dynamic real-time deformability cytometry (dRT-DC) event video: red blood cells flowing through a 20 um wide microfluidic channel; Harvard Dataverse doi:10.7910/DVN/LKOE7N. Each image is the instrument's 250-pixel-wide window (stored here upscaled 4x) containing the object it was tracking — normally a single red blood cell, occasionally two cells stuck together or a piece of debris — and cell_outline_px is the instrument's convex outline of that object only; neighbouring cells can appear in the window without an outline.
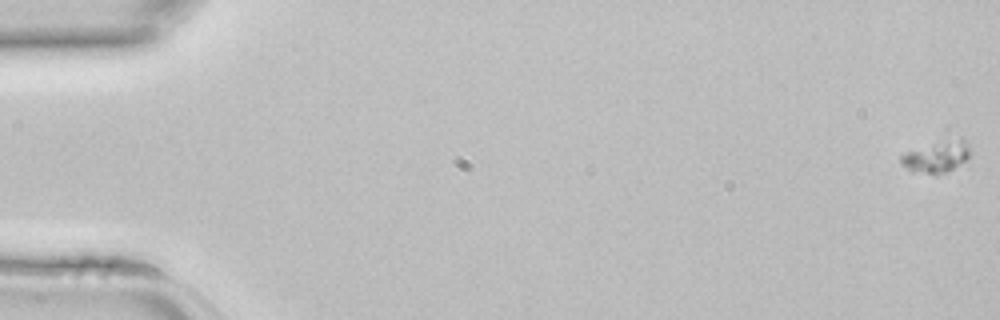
{"species": "common noctule bat (a hibernating species)", "species_latin": "Nyctalus noctula", "temperature_condition": "room temperature", "stored_images_in_passage": 47, "camera_frame_rate_fps": 3000, "um_per_image_px": 0.085, "animal": {"sex": "female", "body_mass_g": 22.7, "forearm_length_mm": 54.2}, "frame": {"image": 1, "passage_image": 1, "time_ms": 0.0, "image_size_px": [1000, 320], "cell_outline_px": [[968, 156], [964, 160], [952, 168], [936, 176], [912, 172], [900, 164], [900, 156], [904, 152], [960, 140], [964, 140], [968, 144]], "centroid_in_image_um": [79.5, 13.43], "position_along_channel_um": 5.5, "area_um2": 11.73}}
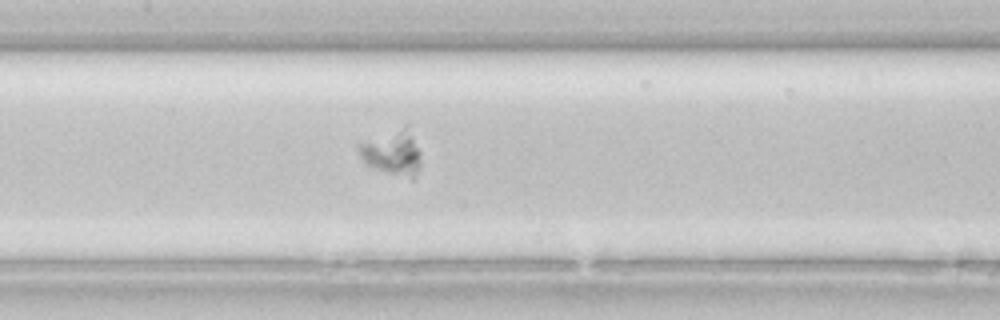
{"frame": {"image": 2, "passage_image": 23, "time_ms": 7.333, "image_size_px": [1000, 320], "cell_outline_px": [[420, 164], [412, 180], [364, 164], [356, 148], [360, 144], [408, 120], [420, 152]], "centroid_in_image_um": [33.39, 12.89], "position_along_channel_um": 174.0, "area_um2": 16.82}}
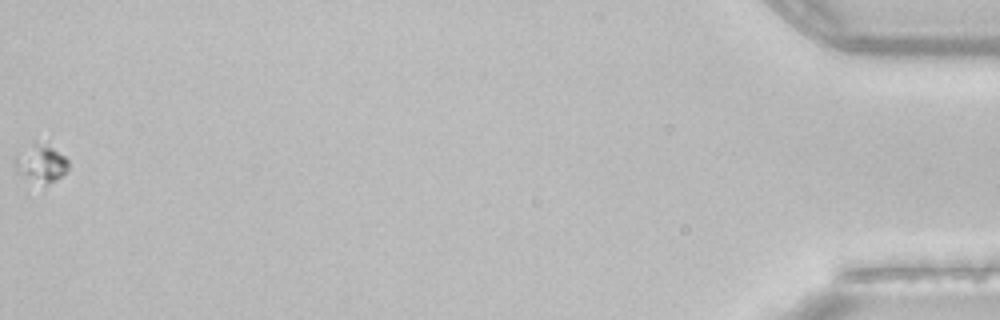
{"frame": {"image": 3, "passage_image": 47, "time_ms": 15.333, "image_size_px": [1000, 320], "cell_outline_px": [[68, 168], [60, 176], [44, 184], [20, 172], [12, 164], [12, 160], [16, 152], [32, 144], [36, 144], [52, 148], [64, 156], [68, 160]], "centroid_in_image_um": [3.43, 13.85], "position_along_channel_um": 431.8, "area_um2": 10.92}}